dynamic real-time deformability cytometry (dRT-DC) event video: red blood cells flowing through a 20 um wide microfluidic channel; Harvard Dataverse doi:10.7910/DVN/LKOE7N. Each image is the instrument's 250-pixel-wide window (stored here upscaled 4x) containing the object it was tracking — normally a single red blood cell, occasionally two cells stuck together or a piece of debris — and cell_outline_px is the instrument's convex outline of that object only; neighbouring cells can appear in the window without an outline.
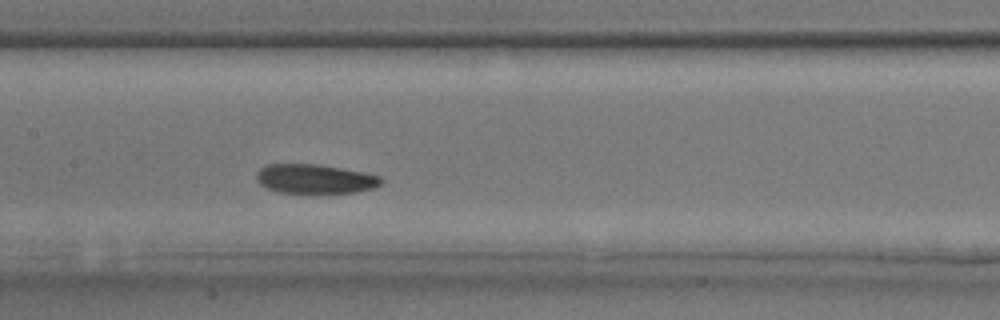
{"species": "common noctule bat (a hibernating species)", "species_latin": "Nyctalus noctula", "temperature_condition": "room temperature", "stored_images_in_passage": 26, "camera_frame_rate_fps": 3000, "um_per_image_px": 0.085, "animal": {"sex": "male", "body_mass_g": 17.9, "forearm_length_mm": 54.2}, "frame": {"image": 1, "passage_image": 8, "time_ms": 2.333, "image_size_px": [1000, 320], "cell_outline_px": [[384, 180], [380, 184], [372, 188], [356, 192], [316, 196], [276, 192], [260, 184], [256, 180], [256, 172], [260, 168], [268, 164], [320, 164], [380, 176]], "centroid_in_image_um": [26.73, 15.26], "position_along_channel_um": 180.7, "area_um2": 22.14}}
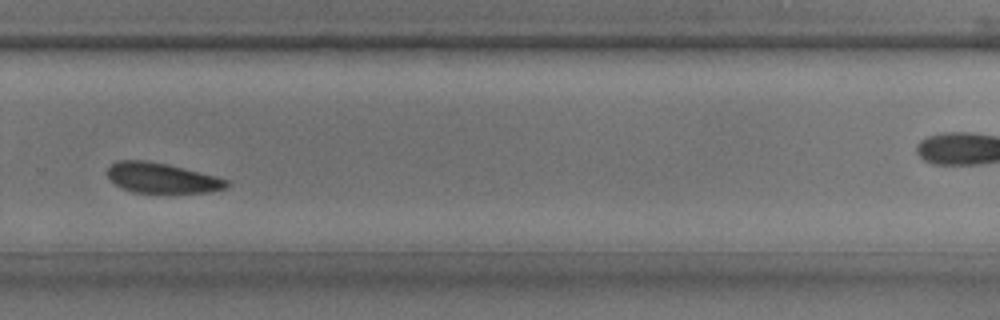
{"frame": {"image": 2, "passage_image": 15, "time_ms": 4.667, "image_size_px": [1000, 320], "cell_outline_px": [[228, 184], [224, 188], [208, 192], [132, 192], [116, 184], [108, 176], [108, 168], [116, 160], [144, 160], [168, 164], [216, 176], [228, 180]], "centroid_in_image_um": [13.74, 15.11], "position_along_channel_um": 316.1, "area_um2": 20.58}}